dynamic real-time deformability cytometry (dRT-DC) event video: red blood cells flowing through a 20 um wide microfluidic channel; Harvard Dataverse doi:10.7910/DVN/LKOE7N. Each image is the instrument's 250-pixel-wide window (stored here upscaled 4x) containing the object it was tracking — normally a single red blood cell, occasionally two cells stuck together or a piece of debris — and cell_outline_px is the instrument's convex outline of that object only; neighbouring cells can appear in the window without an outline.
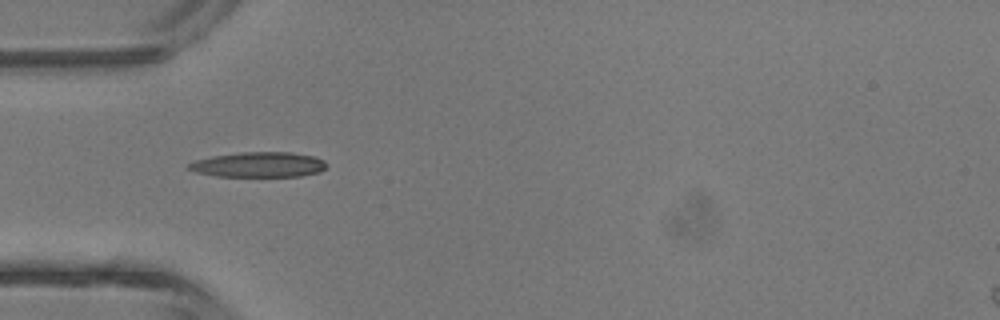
{"species": "common noctule bat (a hibernating species)", "species_latin": "Nyctalus noctula", "temperature_condition": "room temperature", "stored_images_in_passage": 4, "camera_frame_rate_fps": 3000, "um_per_image_px": 0.085, "animal": {"sex": "male", "body_mass_g": 13.3}, "frame": {"image": 1, "passage_image": 3, "time_ms": 2.333, "image_size_px": [1000, 320], "cell_outline_px": [[328, 164], [320, 172], [300, 176], [216, 176], [196, 172], [184, 168], [188, 164], [196, 160], [212, 156], [240, 152], [292, 152], [312, 156], [324, 160]], "centroid_in_image_um": [21.97, 13.99], "position_along_channel_um": 63.0, "area_um2": 20.23}}
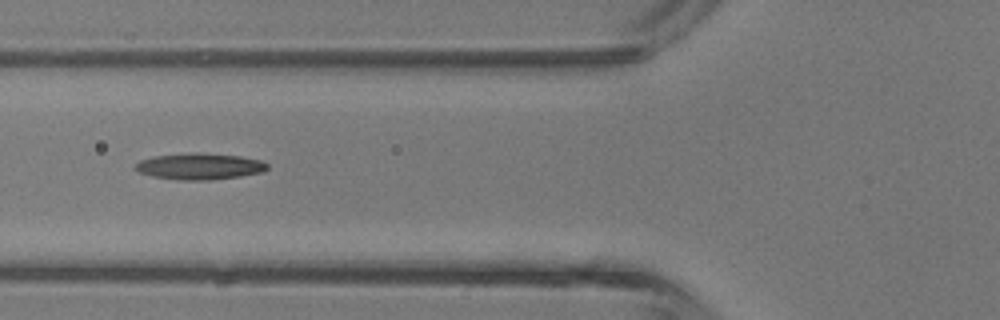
{"frame": {"image": 2, "passage_image": 4, "time_ms": 3.333, "image_size_px": [1000, 320], "cell_outline_px": [[268, 168], [264, 172], [240, 176], [208, 180], [180, 180], [152, 176], [140, 172], [132, 168], [140, 160], [152, 156], [196, 152], [240, 156], [260, 160], [268, 164]], "centroid_in_image_um": [16.96, 14.14], "position_along_channel_um": 108.8, "area_um2": 20.29}}